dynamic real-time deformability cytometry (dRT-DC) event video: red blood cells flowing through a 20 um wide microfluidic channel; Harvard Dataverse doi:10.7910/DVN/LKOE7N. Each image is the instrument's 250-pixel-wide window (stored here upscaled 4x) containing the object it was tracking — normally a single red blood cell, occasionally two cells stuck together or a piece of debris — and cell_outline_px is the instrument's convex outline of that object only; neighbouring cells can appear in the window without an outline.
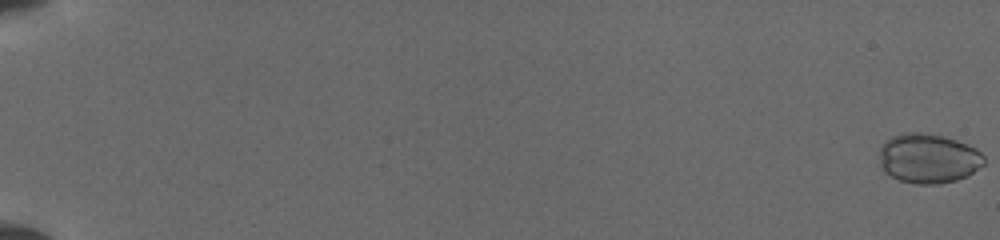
{"species": "common noctule bat (a hibernating species)", "species_latin": "Nyctalus noctula", "temperature_condition": "cold", "stored_images_in_passage": 6, "camera_frame_rate_fps": 3000, "um_per_image_px": 0.085, "animal": {"sex": "female", "body_mass_g": 19.5, "forearm_length_mm": 54.1}, "frame": {"image": 1, "passage_image": 1, "time_ms": 0.0, "image_size_px": [1000, 240], "cell_outline_px": [[984, 164], [972, 172], [956, 180], [932, 184], [916, 184], [900, 180], [892, 176], [880, 164], [880, 148], [884, 140], [892, 136], [904, 132], [920, 132], [944, 136], [956, 140], [976, 148], [984, 156]], "centroid_in_image_um": [78.9, 13.44], "position_along_channel_um": 6.1, "area_um2": 30.0}}
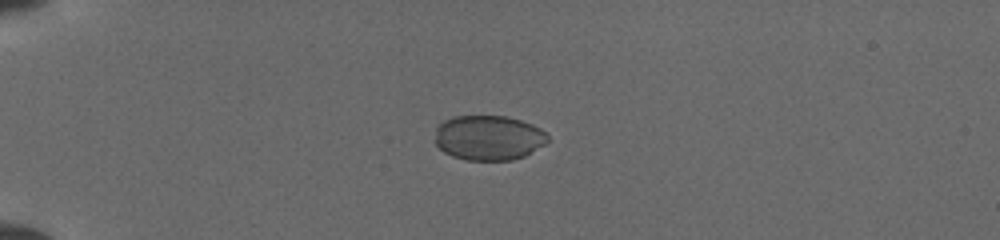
{"frame": {"image": 2, "passage_image": 6, "time_ms": 5.0, "image_size_px": [1000, 240], "cell_outline_px": [[548, 140], [544, 144], [524, 156], [512, 160], [468, 160], [452, 156], [444, 152], [436, 144], [436, 128], [444, 120], [452, 116], [508, 116], [532, 124], [540, 128], [548, 136]], "centroid_in_image_um": [41.52, 11.7], "position_along_channel_um": 43.5, "area_um2": 29.42}}